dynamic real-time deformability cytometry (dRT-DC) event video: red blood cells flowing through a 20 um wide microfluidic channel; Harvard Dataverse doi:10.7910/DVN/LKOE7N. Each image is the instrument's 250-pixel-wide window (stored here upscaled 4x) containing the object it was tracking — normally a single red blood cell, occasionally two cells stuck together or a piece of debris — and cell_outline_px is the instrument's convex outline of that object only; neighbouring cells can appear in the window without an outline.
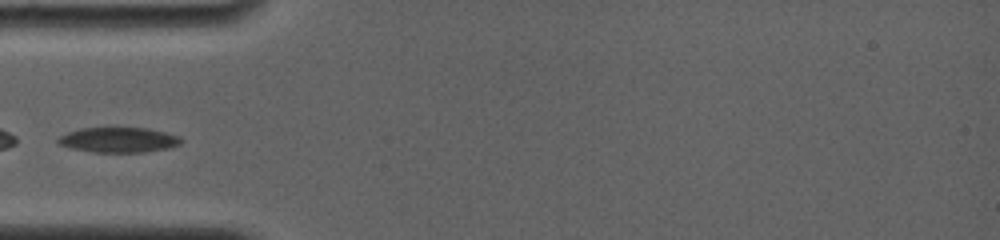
{"species": "common noctule bat (a hibernating species)", "species_latin": "Nyctalus noctula", "temperature_condition": "room temperature", "stored_images_in_passage": 6, "camera_frame_rate_fps": 4000, "um_per_image_px": 0.085, "animal": {"sex": "female", "body_mass_g": 19.0, "forearm_length_mm": 56.7}, "frame": {"image": 1, "passage_image": 1, "time_ms": 0.0, "image_size_px": [1000, 240], "cell_outline_px": [[184, 140], [180, 144], [168, 148], [144, 152], [92, 152], [72, 148], [60, 144], [56, 140], [60, 136], [68, 132], [80, 128], [148, 128], [180, 136]], "centroid_in_image_um": [10.11, 11.89], "position_along_channel_um": 74.9, "area_um2": 17.92}}
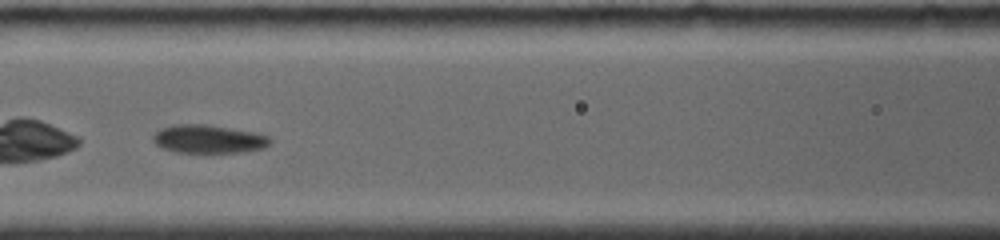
{"frame": {"image": 2, "passage_image": 4, "time_ms": 2.0, "image_size_px": [1000, 240], "cell_outline_px": [[272, 140], [264, 148], [240, 152], [176, 152], [164, 148], [156, 144], [152, 140], [152, 136], [160, 128], [176, 124], [208, 124], [256, 132], [268, 136]], "centroid_in_image_um": [17.72, 11.8], "position_along_channel_um": 148.9, "area_um2": 19.31}}
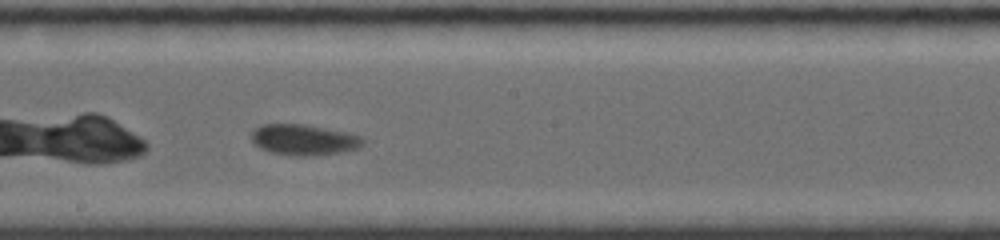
{"frame": {"image": 3, "passage_image": 6, "time_ms": 4.0, "image_size_px": [1000, 240], "cell_outline_px": [[364, 144], [360, 148], [340, 152], [308, 156], [296, 156], [268, 152], [260, 148], [252, 140], [252, 132], [256, 128], [264, 124], [300, 124], [344, 132], [360, 136], [364, 140]], "centroid_in_image_um": [25.82, 11.9], "position_along_channel_um": 222.4, "area_um2": 19.71}}